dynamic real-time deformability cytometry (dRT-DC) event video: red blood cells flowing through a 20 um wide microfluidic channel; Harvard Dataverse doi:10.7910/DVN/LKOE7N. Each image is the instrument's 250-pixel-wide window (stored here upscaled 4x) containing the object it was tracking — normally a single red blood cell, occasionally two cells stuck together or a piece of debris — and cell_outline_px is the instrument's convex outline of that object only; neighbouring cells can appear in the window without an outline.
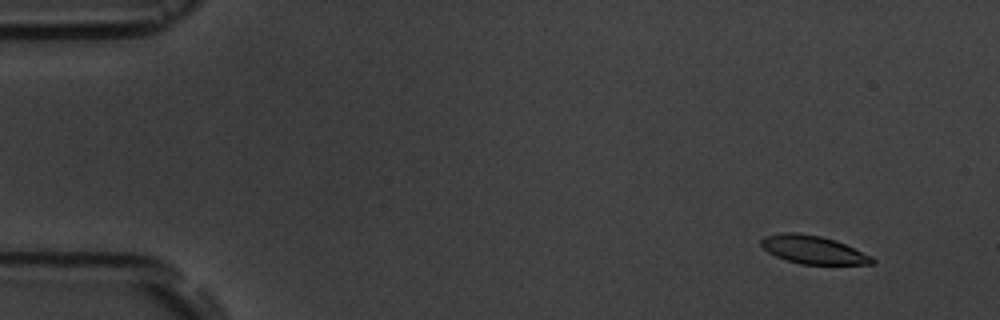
{"species": "common noctule bat (a hibernating species)", "species_latin": "Nyctalus noctula", "temperature_condition": "room temperature", "stored_images_in_passage": 17, "camera_frame_rate_fps": 3000, "um_per_image_px": 0.085, "animal": {"sex": "male", "body_mass_g": 19.5, "forearm_length_mm": 54.6}, "frame": {"image": 1, "passage_image": 2, "time_ms": 1.0, "image_size_px": [1000, 320], "cell_outline_px": [[876, 260], [872, 264], [800, 264], [776, 256], [768, 252], [760, 244], [760, 240], [764, 236], [780, 232], [796, 232], [820, 236], [836, 240], [872, 256]], "centroid_in_image_um": [69.1, 21.21], "position_along_channel_um": 15.9, "area_um2": 18.21}}
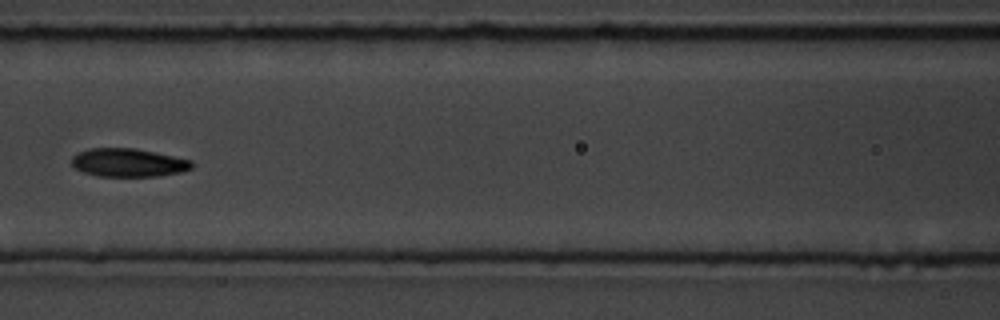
{"frame": {"image": 2, "passage_image": 8, "time_ms": 8.0, "image_size_px": [1000, 320], "cell_outline_px": [[192, 168], [180, 172], [160, 176], [96, 176], [84, 172], [76, 168], [72, 164], [72, 156], [88, 148], [136, 148], [192, 160]], "centroid_in_image_um": [10.91, 13.82], "position_along_channel_um": 155.7, "area_um2": 19.77}}
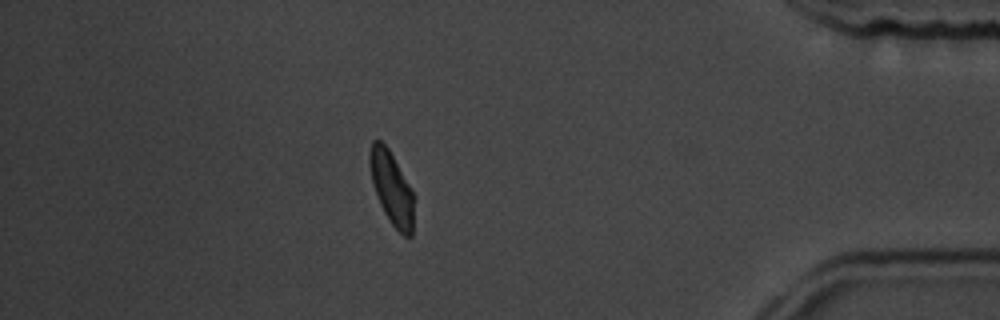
{"frame": {"image": 3, "passage_image": 15, "time_ms": 16.0, "image_size_px": [1000, 320], "cell_outline_px": [[416, 196], [412, 236], [404, 236], [392, 224], [384, 212], [380, 204], [372, 184], [368, 164], [368, 156], [372, 140], [380, 140], [388, 148]], "centroid_in_image_um": [33.3, 15.99], "position_along_channel_um": 401.9, "area_um2": 19.19}, "authors_computed_cell_mechanics": {"area_um2": 19.4786, "velocity_mm_per_s": 3.5971, "shape_relaxation_time_tau1_ms": 3.7742, "shape_relaxation_time_tau2_ms": 2.6764, "deformation_change_tau1": 0.0983, "deformation_change_tau2": 0.0637}}